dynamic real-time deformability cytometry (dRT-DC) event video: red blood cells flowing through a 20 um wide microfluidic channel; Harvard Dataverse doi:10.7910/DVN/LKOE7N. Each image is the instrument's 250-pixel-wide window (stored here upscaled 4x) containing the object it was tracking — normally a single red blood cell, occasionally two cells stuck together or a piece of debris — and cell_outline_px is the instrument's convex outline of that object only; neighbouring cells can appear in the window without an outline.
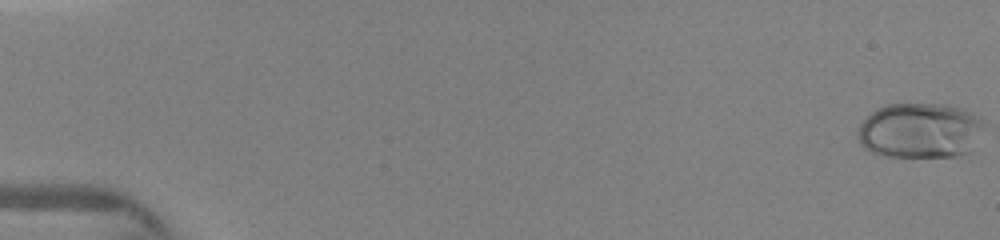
{"species": "human", "species_latin": "Homo sapiens", "temperature_condition": "warm", "stored_images_in_passage": 37, "camera_frame_rate_fps": 3000, "um_per_image_px": 0.085, "donor": {"sex": "female"}, "frame": {"image": 1, "passage_image": 1, "time_ms": 0.0, "image_size_px": [1000, 240], "cell_outline_px": [[984, 128], [972, 152], [956, 156], [880, 156], [864, 148], [856, 136], [856, 132], [860, 124], [876, 108], [888, 104], [948, 104], [964, 108], [972, 112], [984, 124]], "centroid_in_image_um": [78.21, 11.1], "position_along_channel_um": 6.8, "area_um2": 41.15}}
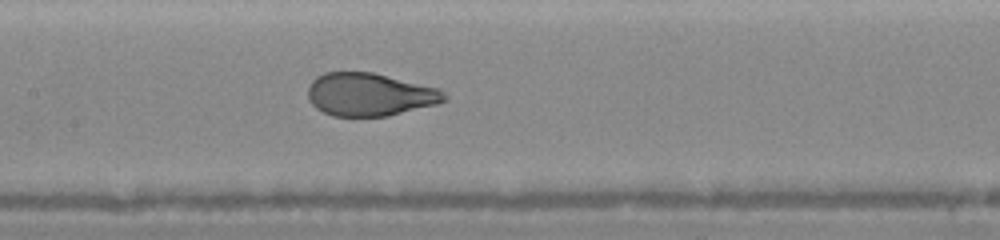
{"frame": {"image": 2, "passage_image": 20, "time_ms": 7.667, "image_size_px": [1000, 240], "cell_outline_px": [[448, 100], [436, 104], [388, 116], [332, 116], [316, 108], [308, 100], [308, 88], [312, 80], [316, 76], [324, 72], [372, 72], [440, 88], [448, 96]], "centroid_in_image_um": [31.43, 8.03], "position_along_channel_um": 176.0, "area_um2": 34.33}}
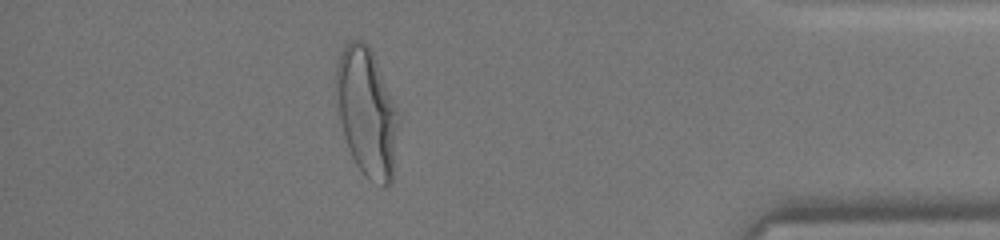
{"frame": {"image": 3, "passage_image": 36, "time_ms": 13.667, "image_size_px": [1000, 240], "cell_outline_px": [[396, 128], [392, 184], [388, 188], [384, 188], [368, 180], [360, 172], [348, 148], [344, 136], [340, 120], [336, 100], [336, 68], [340, 56], [348, 40], [364, 40], [368, 44], [376, 60], [396, 108]], "centroid_in_image_um": [31.14, 9.58], "position_along_channel_um": 404.1, "area_um2": 46.07}}